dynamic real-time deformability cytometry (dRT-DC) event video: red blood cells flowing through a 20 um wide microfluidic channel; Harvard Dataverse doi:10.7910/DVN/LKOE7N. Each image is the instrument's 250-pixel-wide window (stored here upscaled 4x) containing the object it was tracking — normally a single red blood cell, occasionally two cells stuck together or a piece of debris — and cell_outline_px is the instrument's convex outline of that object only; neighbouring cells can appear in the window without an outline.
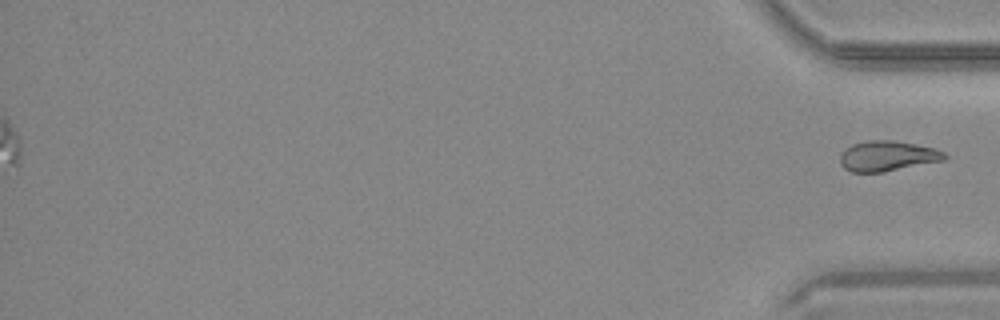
{"species": "common noctule bat (a hibernating species)", "species_latin": "Nyctalus noctula", "temperature_condition": "warm", "stored_images_in_passage": 49, "segment_of_instrument_passage": [2, 2], "camera_frame_rate_fps": 3000, "um_per_image_px": 0.085, "animal": {"sex": "male", "body_mass_g": 20.4}, "frame": {"image": 1, "passage_image": 49, "time_ms": 16.0, "image_size_px": [1000, 320], "cell_outline_px": [[948, 156], [944, 160], [884, 172], [852, 172], [844, 168], [840, 164], [840, 156], [844, 148], [852, 144], [868, 140], [892, 140], [916, 144], [936, 148], [944, 152]], "centroid_in_image_um": [75.43, 13.25], "position_along_channel_um": 359.8, "area_um2": 18.55}}